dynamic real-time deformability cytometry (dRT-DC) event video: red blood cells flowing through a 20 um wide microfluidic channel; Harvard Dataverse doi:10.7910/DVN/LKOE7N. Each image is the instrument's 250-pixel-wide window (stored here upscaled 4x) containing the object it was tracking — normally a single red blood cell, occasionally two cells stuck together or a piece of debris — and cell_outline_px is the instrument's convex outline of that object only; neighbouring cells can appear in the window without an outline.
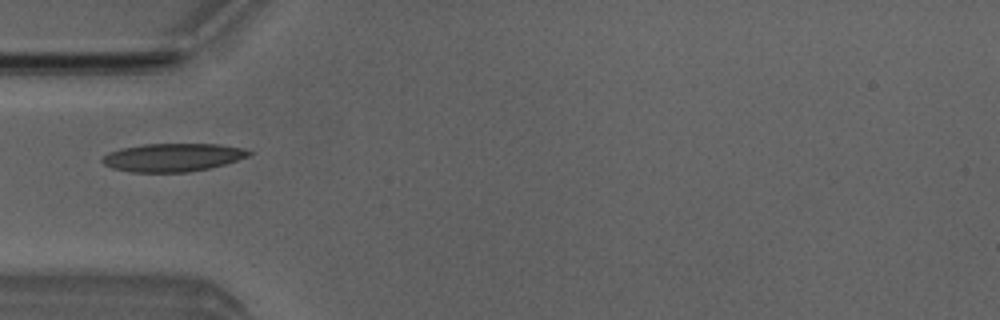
{"species": "Egyptian fruit bat (a non-hibernating species)", "species_latin": "Rousettus aegyptiacus", "temperature_condition": "room temperature", "stored_images_in_passage": 3, "camera_frame_rate_fps": 3000, "um_per_image_px": 0.085, "animal": {"sex": "male"}, "frame": {"image": 1, "passage_image": 3, "time_ms": 3.0, "image_size_px": [1000, 320], "cell_outline_px": [[252, 152], [248, 156], [224, 164], [208, 168], [188, 172], [132, 172], [112, 168], [104, 164], [100, 160], [100, 156], [108, 152], [120, 148], [144, 144], [216, 144], [244, 148]], "centroid_in_image_um": [14.61, 13.37], "position_along_channel_um": 70.4, "area_um2": 24.04}}